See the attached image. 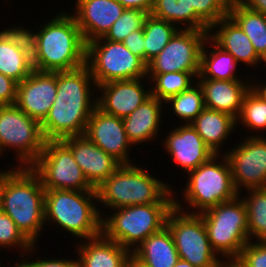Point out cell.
<instances>
[{"label": "cell", "instance_id": "1", "mask_svg": "<svg viewBox=\"0 0 266 267\" xmlns=\"http://www.w3.org/2000/svg\"><path fill=\"white\" fill-rule=\"evenodd\" d=\"M91 87L96 89V84L86 64L70 71H57L56 98L41 123L45 141L84 135L90 115L97 106Z\"/></svg>", "mask_w": 266, "mask_h": 267}, {"label": "cell", "instance_id": "2", "mask_svg": "<svg viewBox=\"0 0 266 267\" xmlns=\"http://www.w3.org/2000/svg\"><path fill=\"white\" fill-rule=\"evenodd\" d=\"M36 31L26 29L35 70L70 71L86 64V43L72 13H58Z\"/></svg>", "mask_w": 266, "mask_h": 267}, {"label": "cell", "instance_id": "3", "mask_svg": "<svg viewBox=\"0 0 266 267\" xmlns=\"http://www.w3.org/2000/svg\"><path fill=\"white\" fill-rule=\"evenodd\" d=\"M45 188L30 167H18L7 179L0 209L36 245L45 224Z\"/></svg>", "mask_w": 266, "mask_h": 267}, {"label": "cell", "instance_id": "4", "mask_svg": "<svg viewBox=\"0 0 266 267\" xmlns=\"http://www.w3.org/2000/svg\"><path fill=\"white\" fill-rule=\"evenodd\" d=\"M96 190L97 203L110 210L131 205L175 203L173 196L176 195L170 184L134 164L121 165Z\"/></svg>", "mask_w": 266, "mask_h": 267}, {"label": "cell", "instance_id": "5", "mask_svg": "<svg viewBox=\"0 0 266 267\" xmlns=\"http://www.w3.org/2000/svg\"><path fill=\"white\" fill-rule=\"evenodd\" d=\"M95 201L97 190L45 189V224L57 223L80 240L98 237L102 234L103 214Z\"/></svg>", "mask_w": 266, "mask_h": 267}, {"label": "cell", "instance_id": "6", "mask_svg": "<svg viewBox=\"0 0 266 267\" xmlns=\"http://www.w3.org/2000/svg\"><path fill=\"white\" fill-rule=\"evenodd\" d=\"M175 203L131 205L102 218V234L131 252L147 237L162 230ZM134 247V248H133Z\"/></svg>", "mask_w": 266, "mask_h": 267}, {"label": "cell", "instance_id": "7", "mask_svg": "<svg viewBox=\"0 0 266 267\" xmlns=\"http://www.w3.org/2000/svg\"><path fill=\"white\" fill-rule=\"evenodd\" d=\"M188 174L189 178L184 186L186 188L183 189V195L185 203L187 202L193 211L186 209L185 212L201 214L239 195L233 184L229 162L222 152L219 156L213 155L207 162L189 171ZM194 208L198 210L195 211Z\"/></svg>", "mask_w": 266, "mask_h": 267}, {"label": "cell", "instance_id": "8", "mask_svg": "<svg viewBox=\"0 0 266 267\" xmlns=\"http://www.w3.org/2000/svg\"><path fill=\"white\" fill-rule=\"evenodd\" d=\"M242 198L239 194L235 199L201 213L212 249L224 260L236 259L250 241L247 210Z\"/></svg>", "mask_w": 266, "mask_h": 267}, {"label": "cell", "instance_id": "9", "mask_svg": "<svg viewBox=\"0 0 266 267\" xmlns=\"http://www.w3.org/2000/svg\"><path fill=\"white\" fill-rule=\"evenodd\" d=\"M86 65L96 86L116 80L144 78L147 80V64L132 54L123 44L104 39L86 43Z\"/></svg>", "mask_w": 266, "mask_h": 267}, {"label": "cell", "instance_id": "10", "mask_svg": "<svg viewBox=\"0 0 266 267\" xmlns=\"http://www.w3.org/2000/svg\"><path fill=\"white\" fill-rule=\"evenodd\" d=\"M176 199L166 226L173 236L179 258L195 267H219L220 257L212 249L201 214L184 212V205Z\"/></svg>", "mask_w": 266, "mask_h": 267}, {"label": "cell", "instance_id": "11", "mask_svg": "<svg viewBox=\"0 0 266 267\" xmlns=\"http://www.w3.org/2000/svg\"><path fill=\"white\" fill-rule=\"evenodd\" d=\"M44 143L41 124L37 120L15 104L0 106V155L7 148L15 150L17 166L30 167L41 155Z\"/></svg>", "mask_w": 266, "mask_h": 267}, {"label": "cell", "instance_id": "12", "mask_svg": "<svg viewBox=\"0 0 266 267\" xmlns=\"http://www.w3.org/2000/svg\"><path fill=\"white\" fill-rule=\"evenodd\" d=\"M30 168L39 176L45 189L96 190L62 140L45 141L41 155Z\"/></svg>", "mask_w": 266, "mask_h": 267}, {"label": "cell", "instance_id": "13", "mask_svg": "<svg viewBox=\"0 0 266 267\" xmlns=\"http://www.w3.org/2000/svg\"><path fill=\"white\" fill-rule=\"evenodd\" d=\"M208 33L209 30L179 29L147 64V74L200 72L201 50Z\"/></svg>", "mask_w": 266, "mask_h": 267}, {"label": "cell", "instance_id": "14", "mask_svg": "<svg viewBox=\"0 0 266 267\" xmlns=\"http://www.w3.org/2000/svg\"><path fill=\"white\" fill-rule=\"evenodd\" d=\"M261 136H246L239 145L224 153L239 194L241 187L246 190L266 188V137Z\"/></svg>", "mask_w": 266, "mask_h": 267}, {"label": "cell", "instance_id": "15", "mask_svg": "<svg viewBox=\"0 0 266 267\" xmlns=\"http://www.w3.org/2000/svg\"><path fill=\"white\" fill-rule=\"evenodd\" d=\"M84 135L122 165L133 164L129 158L133 145L127 138L122 118L107 114L96 106L87 122Z\"/></svg>", "mask_w": 266, "mask_h": 267}, {"label": "cell", "instance_id": "16", "mask_svg": "<svg viewBox=\"0 0 266 267\" xmlns=\"http://www.w3.org/2000/svg\"><path fill=\"white\" fill-rule=\"evenodd\" d=\"M57 93V72L38 71L17 83L15 105L40 124L47 117Z\"/></svg>", "mask_w": 266, "mask_h": 267}, {"label": "cell", "instance_id": "17", "mask_svg": "<svg viewBox=\"0 0 266 267\" xmlns=\"http://www.w3.org/2000/svg\"><path fill=\"white\" fill-rule=\"evenodd\" d=\"M143 80H116L96 86L102 93L96 96L97 107L118 118L127 117L151 96V87L144 90Z\"/></svg>", "mask_w": 266, "mask_h": 267}, {"label": "cell", "instance_id": "18", "mask_svg": "<svg viewBox=\"0 0 266 267\" xmlns=\"http://www.w3.org/2000/svg\"><path fill=\"white\" fill-rule=\"evenodd\" d=\"M33 70L31 43L26 28L18 25L1 30L0 73L20 83Z\"/></svg>", "mask_w": 266, "mask_h": 267}, {"label": "cell", "instance_id": "19", "mask_svg": "<svg viewBox=\"0 0 266 267\" xmlns=\"http://www.w3.org/2000/svg\"><path fill=\"white\" fill-rule=\"evenodd\" d=\"M62 141L71 149L75 161L95 189L122 165L85 135L67 137Z\"/></svg>", "mask_w": 266, "mask_h": 267}, {"label": "cell", "instance_id": "20", "mask_svg": "<svg viewBox=\"0 0 266 267\" xmlns=\"http://www.w3.org/2000/svg\"><path fill=\"white\" fill-rule=\"evenodd\" d=\"M168 135L162 145L184 172L196 169L215 155L191 124L176 126Z\"/></svg>", "mask_w": 266, "mask_h": 267}, {"label": "cell", "instance_id": "21", "mask_svg": "<svg viewBox=\"0 0 266 267\" xmlns=\"http://www.w3.org/2000/svg\"><path fill=\"white\" fill-rule=\"evenodd\" d=\"M72 14L85 43L103 37L125 8L118 0H76Z\"/></svg>", "mask_w": 266, "mask_h": 267}, {"label": "cell", "instance_id": "22", "mask_svg": "<svg viewBox=\"0 0 266 267\" xmlns=\"http://www.w3.org/2000/svg\"><path fill=\"white\" fill-rule=\"evenodd\" d=\"M197 81L203 91L205 108L238 118L244 96L251 88V81L247 82V79L245 81L197 79Z\"/></svg>", "mask_w": 266, "mask_h": 267}, {"label": "cell", "instance_id": "23", "mask_svg": "<svg viewBox=\"0 0 266 267\" xmlns=\"http://www.w3.org/2000/svg\"><path fill=\"white\" fill-rule=\"evenodd\" d=\"M208 37L222 50L230 53L239 64L242 62L254 67L263 61L249 37L229 15L210 27Z\"/></svg>", "mask_w": 266, "mask_h": 267}, {"label": "cell", "instance_id": "24", "mask_svg": "<svg viewBox=\"0 0 266 267\" xmlns=\"http://www.w3.org/2000/svg\"><path fill=\"white\" fill-rule=\"evenodd\" d=\"M79 267H127L132 252L103 234L76 246Z\"/></svg>", "mask_w": 266, "mask_h": 267}, {"label": "cell", "instance_id": "25", "mask_svg": "<svg viewBox=\"0 0 266 267\" xmlns=\"http://www.w3.org/2000/svg\"><path fill=\"white\" fill-rule=\"evenodd\" d=\"M163 101L150 96L130 115L123 118L129 142L135 146L148 142L159 134Z\"/></svg>", "mask_w": 266, "mask_h": 267}, {"label": "cell", "instance_id": "26", "mask_svg": "<svg viewBox=\"0 0 266 267\" xmlns=\"http://www.w3.org/2000/svg\"><path fill=\"white\" fill-rule=\"evenodd\" d=\"M132 255L148 267H173L180 259L167 226L147 237Z\"/></svg>", "mask_w": 266, "mask_h": 267}, {"label": "cell", "instance_id": "27", "mask_svg": "<svg viewBox=\"0 0 266 267\" xmlns=\"http://www.w3.org/2000/svg\"><path fill=\"white\" fill-rule=\"evenodd\" d=\"M204 143L219 155L222 143L236 129V118L220 111L205 108L191 123Z\"/></svg>", "mask_w": 266, "mask_h": 267}, {"label": "cell", "instance_id": "28", "mask_svg": "<svg viewBox=\"0 0 266 267\" xmlns=\"http://www.w3.org/2000/svg\"><path fill=\"white\" fill-rule=\"evenodd\" d=\"M208 45L211 47L209 52ZM237 64L239 63L230 53L222 50L208 37L201 50L200 74L197 79L243 80L236 75Z\"/></svg>", "mask_w": 266, "mask_h": 267}, {"label": "cell", "instance_id": "29", "mask_svg": "<svg viewBox=\"0 0 266 267\" xmlns=\"http://www.w3.org/2000/svg\"><path fill=\"white\" fill-rule=\"evenodd\" d=\"M150 15L157 19L165 20L173 25L181 24L182 29L209 30L210 27L190 8L189 0H154Z\"/></svg>", "mask_w": 266, "mask_h": 267}, {"label": "cell", "instance_id": "30", "mask_svg": "<svg viewBox=\"0 0 266 267\" xmlns=\"http://www.w3.org/2000/svg\"><path fill=\"white\" fill-rule=\"evenodd\" d=\"M245 32L253 44L256 53L266 58V15L254 10L231 5L228 14Z\"/></svg>", "mask_w": 266, "mask_h": 267}, {"label": "cell", "instance_id": "31", "mask_svg": "<svg viewBox=\"0 0 266 267\" xmlns=\"http://www.w3.org/2000/svg\"><path fill=\"white\" fill-rule=\"evenodd\" d=\"M172 23L157 19L149 14L146 18L144 33V62L148 64L153 60L169 43L173 35L181 29Z\"/></svg>", "mask_w": 266, "mask_h": 267}, {"label": "cell", "instance_id": "32", "mask_svg": "<svg viewBox=\"0 0 266 267\" xmlns=\"http://www.w3.org/2000/svg\"><path fill=\"white\" fill-rule=\"evenodd\" d=\"M200 72H167L163 74H147V79L155 83L151 88V95L160 101H167L170 97L187 90L196 81ZM194 78V79H193ZM193 80V81H192Z\"/></svg>", "mask_w": 266, "mask_h": 267}, {"label": "cell", "instance_id": "33", "mask_svg": "<svg viewBox=\"0 0 266 267\" xmlns=\"http://www.w3.org/2000/svg\"><path fill=\"white\" fill-rule=\"evenodd\" d=\"M243 198L247 210L249 239L266 241V188L248 189Z\"/></svg>", "mask_w": 266, "mask_h": 267}, {"label": "cell", "instance_id": "34", "mask_svg": "<svg viewBox=\"0 0 266 267\" xmlns=\"http://www.w3.org/2000/svg\"><path fill=\"white\" fill-rule=\"evenodd\" d=\"M165 102L170 104L172 112L185 124H190L205 109L203 91L197 81L187 90L170 97Z\"/></svg>", "mask_w": 266, "mask_h": 267}, {"label": "cell", "instance_id": "35", "mask_svg": "<svg viewBox=\"0 0 266 267\" xmlns=\"http://www.w3.org/2000/svg\"><path fill=\"white\" fill-rule=\"evenodd\" d=\"M236 121L237 124L248 126L247 128L255 132L266 130V101L251 88L244 96L242 109Z\"/></svg>", "mask_w": 266, "mask_h": 267}, {"label": "cell", "instance_id": "36", "mask_svg": "<svg viewBox=\"0 0 266 267\" xmlns=\"http://www.w3.org/2000/svg\"><path fill=\"white\" fill-rule=\"evenodd\" d=\"M149 14L144 10L125 9L103 38L115 42H123L130 33L141 30L144 27L145 20Z\"/></svg>", "mask_w": 266, "mask_h": 267}, {"label": "cell", "instance_id": "37", "mask_svg": "<svg viewBox=\"0 0 266 267\" xmlns=\"http://www.w3.org/2000/svg\"><path fill=\"white\" fill-rule=\"evenodd\" d=\"M21 248L19 251L21 258L25 255L24 252H32L35 248L33 245L18 229L15 222L4 212L0 209V248H7L10 249ZM23 249V250H22ZM24 251V252H23Z\"/></svg>", "mask_w": 266, "mask_h": 267}, {"label": "cell", "instance_id": "38", "mask_svg": "<svg viewBox=\"0 0 266 267\" xmlns=\"http://www.w3.org/2000/svg\"><path fill=\"white\" fill-rule=\"evenodd\" d=\"M190 8L209 26L229 14L232 0H189Z\"/></svg>", "mask_w": 266, "mask_h": 267}, {"label": "cell", "instance_id": "39", "mask_svg": "<svg viewBox=\"0 0 266 267\" xmlns=\"http://www.w3.org/2000/svg\"><path fill=\"white\" fill-rule=\"evenodd\" d=\"M236 260L244 267H266V241H249Z\"/></svg>", "mask_w": 266, "mask_h": 267}, {"label": "cell", "instance_id": "40", "mask_svg": "<svg viewBox=\"0 0 266 267\" xmlns=\"http://www.w3.org/2000/svg\"><path fill=\"white\" fill-rule=\"evenodd\" d=\"M26 258L21 259L22 262H17V264H13L15 267H79L78 260H70V259H49V260H44L41 258L37 259L36 261L34 260H25Z\"/></svg>", "mask_w": 266, "mask_h": 267}, {"label": "cell", "instance_id": "41", "mask_svg": "<svg viewBox=\"0 0 266 267\" xmlns=\"http://www.w3.org/2000/svg\"><path fill=\"white\" fill-rule=\"evenodd\" d=\"M16 92L17 82L0 73V106L14 105Z\"/></svg>", "mask_w": 266, "mask_h": 267}, {"label": "cell", "instance_id": "42", "mask_svg": "<svg viewBox=\"0 0 266 267\" xmlns=\"http://www.w3.org/2000/svg\"><path fill=\"white\" fill-rule=\"evenodd\" d=\"M144 33L143 28L130 33L123 41L124 46L134 55L144 61Z\"/></svg>", "mask_w": 266, "mask_h": 267}, {"label": "cell", "instance_id": "43", "mask_svg": "<svg viewBox=\"0 0 266 267\" xmlns=\"http://www.w3.org/2000/svg\"><path fill=\"white\" fill-rule=\"evenodd\" d=\"M125 9H137L151 12L154 0H118Z\"/></svg>", "mask_w": 266, "mask_h": 267}, {"label": "cell", "instance_id": "44", "mask_svg": "<svg viewBox=\"0 0 266 267\" xmlns=\"http://www.w3.org/2000/svg\"><path fill=\"white\" fill-rule=\"evenodd\" d=\"M231 5L242 6L266 15V0H232Z\"/></svg>", "mask_w": 266, "mask_h": 267}, {"label": "cell", "instance_id": "45", "mask_svg": "<svg viewBox=\"0 0 266 267\" xmlns=\"http://www.w3.org/2000/svg\"><path fill=\"white\" fill-rule=\"evenodd\" d=\"M18 168V166L14 167L13 169H8L7 171H2L0 170V205L2 201V195H3V190L6 184V181L8 177Z\"/></svg>", "mask_w": 266, "mask_h": 267}, {"label": "cell", "instance_id": "46", "mask_svg": "<svg viewBox=\"0 0 266 267\" xmlns=\"http://www.w3.org/2000/svg\"><path fill=\"white\" fill-rule=\"evenodd\" d=\"M255 81V83H253ZM251 80V89L256 92L264 101H266V84L260 82L256 83V80ZM263 84V85H262Z\"/></svg>", "mask_w": 266, "mask_h": 267}, {"label": "cell", "instance_id": "47", "mask_svg": "<svg viewBox=\"0 0 266 267\" xmlns=\"http://www.w3.org/2000/svg\"><path fill=\"white\" fill-rule=\"evenodd\" d=\"M223 261H221L219 267H244L238 260L236 259H226L224 262V259L222 258Z\"/></svg>", "mask_w": 266, "mask_h": 267}, {"label": "cell", "instance_id": "48", "mask_svg": "<svg viewBox=\"0 0 266 267\" xmlns=\"http://www.w3.org/2000/svg\"><path fill=\"white\" fill-rule=\"evenodd\" d=\"M127 267H148L136 259L133 255L130 256Z\"/></svg>", "mask_w": 266, "mask_h": 267}, {"label": "cell", "instance_id": "49", "mask_svg": "<svg viewBox=\"0 0 266 267\" xmlns=\"http://www.w3.org/2000/svg\"><path fill=\"white\" fill-rule=\"evenodd\" d=\"M173 267H195L188 261H185L183 259H179L178 262Z\"/></svg>", "mask_w": 266, "mask_h": 267}]
</instances>
